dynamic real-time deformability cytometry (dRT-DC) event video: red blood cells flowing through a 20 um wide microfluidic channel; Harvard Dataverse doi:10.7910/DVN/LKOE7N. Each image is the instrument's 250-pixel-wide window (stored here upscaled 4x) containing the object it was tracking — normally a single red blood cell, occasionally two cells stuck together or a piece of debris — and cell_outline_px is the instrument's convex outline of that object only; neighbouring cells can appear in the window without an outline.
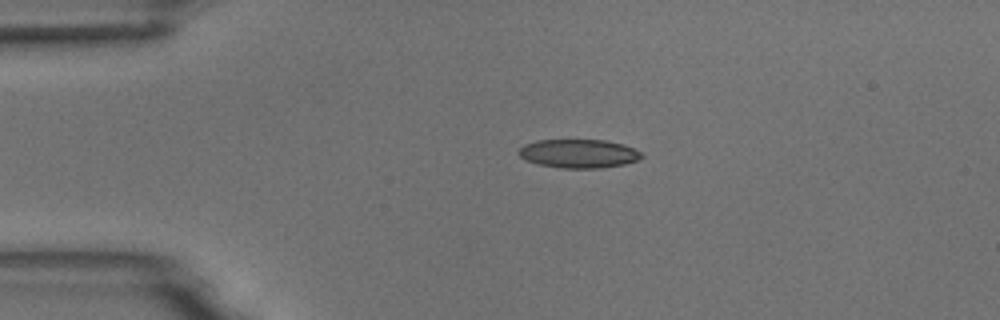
{"species": "common noctule bat (a hibernating species)", "species_latin": "Nyctalus noctula", "temperature_condition": "room temperature", "stored_images_in_passage": 2, "camera_frame_rate_fps": 3000, "um_per_image_px": 0.085, "animal": {"sex": "male", "body_mass_g": 18.8}, "frame": {"image": 1, "passage_image": 1, "time_ms": 0.0, "image_size_px": [1000, 320], "cell_outline_px": [[644, 156], [636, 160], [624, 164], [600, 168], [560, 168], [540, 164], [524, 160], [516, 152], [524, 144], [536, 140], [604, 140], [624, 144], [640, 152]], "centroid_in_image_um": [49.15, 13.05], "position_along_channel_um": 35.9, "area_um2": 20.52}}